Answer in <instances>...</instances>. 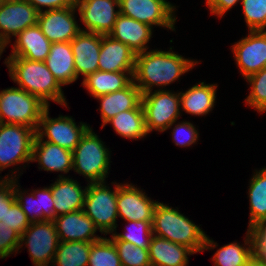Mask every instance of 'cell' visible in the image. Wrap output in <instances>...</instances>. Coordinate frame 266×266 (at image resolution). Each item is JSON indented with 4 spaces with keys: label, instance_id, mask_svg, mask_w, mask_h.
<instances>
[{
    "label": "cell",
    "instance_id": "1",
    "mask_svg": "<svg viewBox=\"0 0 266 266\" xmlns=\"http://www.w3.org/2000/svg\"><path fill=\"white\" fill-rule=\"evenodd\" d=\"M197 64V60L183 57L174 52L172 47L169 51L146 50L136 54L133 82L142 94L152 92L156 86L160 87L158 90H167L165 86L179 80L180 76Z\"/></svg>",
    "mask_w": 266,
    "mask_h": 266
},
{
    "label": "cell",
    "instance_id": "2",
    "mask_svg": "<svg viewBox=\"0 0 266 266\" xmlns=\"http://www.w3.org/2000/svg\"><path fill=\"white\" fill-rule=\"evenodd\" d=\"M153 235L173 243L186 246L194 253L212 250L218 246L205 232L187 216L163 202H158L152 221Z\"/></svg>",
    "mask_w": 266,
    "mask_h": 266
},
{
    "label": "cell",
    "instance_id": "3",
    "mask_svg": "<svg viewBox=\"0 0 266 266\" xmlns=\"http://www.w3.org/2000/svg\"><path fill=\"white\" fill-rule=\"evenodd\" d=\"M9 76L18 88L38 97L47 106L50 101L68 107L62 86L54 78L44 61H32L22 57L5 58Z\"/></svg>",
    "mask_w": 266,
    "mask_h": 266
},
{
    "label": "cell",
    "instance_id": "4",
    "mask_svg": "<svg viewBox=\"0 0 266 266\" xmlns=\"http://www.w3.org/2000/svg\"><path fill=\"white\" fill-rule=\"evenodd\" d=\"M92 128H89L72 151V169L88 183L106 182L111 152ZM109 171V172H108Z\"/></svg>",
    "mask_w": 266,
    "mask_h": 266
},
{
    "label": "cell",
    "instance_id": "5",
    "mask_svg": "<svg viewBox=\"0 0 266 266\" xmlns=\"http://www.w3.org/2000/svg\"><path fill=\"white\" fill-rule=\"evenodd\" d=\"M47 107L38 97L21 88L11 87L0 91L1 123L25 125L37 130Z\"/></svg>",
    "mask_w": 266,
    "mask_h": 266
},
{
    "label": "cell",
    "instance_id": "6",
    "mask_svg": "<svg viewBox=\"0 0 266 266\" xmlns=\"http://www.w3.org/2000/svg\"><path fill=\"white\" fill-rule=\"evenodd\" d=\"M110 188L106 182L88 183L84 201V212L90 217L101 234L107 235L116 231L117 225V194L119 183Z\"/></svg>",
    "mask_w": 266,
    "mask_h": 266
},
{
    "label": "cell",
    "instance_id": "7",
    "mask_svg": "<svg viewBox=\"0 0 266 266\" xmlns=\"http://www.w3.org/2000/svg\"><path fill=\"white\" fill-rule=\"evenodd\" d=\"M36 130L19 124H0V173L32 161Z\"/></svg>",
    "mask_w": 266,
    "mask_h": 266
},
{
    "label": "cell",
    "instance_id": "8",
    "mask_svg": "<svg viewBox=\"0 0 266 266\" xmlns=\"http://www.w3.org/2000/svg\"><path fill=\"white\" fill-rule=\"evenodd\" d=\"M141 104L148 134L153 130L163 133L182 116L179 92L154 90L143 93Z\"/></svg>",
    "mask_w": 266,
    "mask_h": 266
},
{
    "label": "cell",
    "instance_id": "9",
    "mask_svg": "<svg viewBox=\"0 0 266 266\" xmlns=\"http://www.w3.org/2000/svg\"><path fill=\"white\" fill-rule=\"evenodd\" d=\"M28 248L34 266H50L60 243L53 221L31 222L20 236L19 250ZM50 263V265H49Z\"/></svg>",
    "mask_w": 266,
    "mask_h": 266
},
{
    "label": "cell",
    "instance_id": "10",
    "mask_svg": "<svg viewBox=\"0 0 266 266\" xmlns=\"http://www.w3.org/2000/svg\"><path fill=\"white\" fill-rule=\"evenodd\" d=\"M120 14L149 26L175 31L176 6L167 0H119Z\"/></svg>",
    "mask_w": 266,
    "mask_h": 266
},
{
    "label": "cell",
    "instance_id": "11",
    "mask_svg": "<svg viewBox=\"0 0 266 266\" xmlns=\"http://www.w3.org/2000/svg\"><path fill=\"white\" fill-rule=\"evenodd\" d=\"M89 128L90 125L84 122L77 125L71 116L49 117L48 106L41 116L36 135L41 140L73 151Z\"/></svg>",
    "mask_w": 266,
    "mask_h": 266
},
{
    "label": "cell",
    "instance_id": "12",
    "mask_svg": "<svg viewBox=\"0 0 266 266\" xmlns=\"http://www.w3.org/2000/svg\"><path fill=\"white\" fill-rule=\"evenodd\" d=\"M39 12L27 0H7L0 5V43L6 48L11 38L38 24Z\"/></svg>",
    "mask_w": 266,
    "mask_h": 266
},
{
    "label": "cell",
    "instance_id": "13",
    "mask_svg": "<svg viewBox=\"0 0 266 266\" xmlns=\"http://www.w3.org/2000/svg\"><path fill=\"white\" fill-rule=\"evenodd\" d=\"M76 9L84 24L80 30L100 35L110 34L120 14L119 0H77Z\"/></svg>",
    "mask_w": 266,
    "mask_h": 266
},
{
    "label": "cell",
    "instance_id": "14",
    "mask_svg": "<svg viewBox=\"0 0 266 266\" xmlns=\"http://www.w3.org/2000/svg\"><path fill=\"white\" fill-rule=\"evenodd\" d=\"M248 32L231 46L236 65L245 79L266 67V30Z\"/></svg>",
    "mask_w": 266,
    "mask_h": 266
},
{
    "label": "cell",
    "instance_id": "15",
    "mask_svg": "<svg viewBox=\"0 0 266 266\" xmlns=\"http://www.w3.org/2000/svg\"><path fill=\"white\" fill-rule=\"evenodd\" d=\"M76 6L39 12L38 25L51 43L70 42L80 32Z\"/></svg>",
    "mask_w": 266,
    "mask_h": 266
},
{
    "label": "cell",
    "instance_id": "16",
    "mask_svg": "<svg viewBox=\"0 0 266 266\" xmlns=\"http://www.w3.org/2000/svg\"><path fill=\"white\" fill-rule=\"evenodd\" d=\"M158 201L148 197L143 189L132 183L121 184L117 194L118 217L125 221H153V213Z\"/></svg>",
    "mask_w": 266,
    "mask_h": 266
},
{
    "label": "cell",
    "instance_id": "17",
    "mask_svg": "<svg viewBox=\"0 0 266 266\" xmlns=\"http://www.w3.org/2000/svg\"><path fill=\"white\" fill-rule=\"evenodd\" d=\"M53 223L61 242H96L102 238L96 235L98 230L84 210L59 215L54 218Z\"/></svg>",
    "mask_w": 266,
    "mask_h": 266
},
{
    "label": "cell",
    "instance_id": "18",
    "mask_svg": "<svg viewBox=\"0 0 266 266\" xmlns=\"http://www.w3.org/2000/svg\"><path fill=\"white\" fill-rule=\"evenodd\" d=\"M70 43L77 79L81 74L84 79L87 75L98 71L101 35L81 31Z\"/></svg>",
    "mask_w": 266,
    "mask_h": 266
},
{
    "label": "cell",
    "instance_id": "19",
    "mask_svg": "<svg viewBox=\"0 0 266 266\" xmlns=\"http://www.w3.org/2000/svg\"><path fill=\"white\" fill-rule=\"evenodd\" d=\"M136 53L126 44L109 35H101L98 70L134 72Z\"/></svg>",
    "mask_w": 266,
    "mask_h": 266
},
{
    "label": "cell",
    "instance_id": "20",
    "mask_svg": "<svg viewBox=\"0 0 266 266\" xmlns=\"http://www.w3.org/2000/svg\"><path fill=\"white\" fill-rule=\"evenodd\" d=\"M49 188L53 196L55 217L83 210L88 184L83 188L77 180L59 174L58 179Z\"/></svg>",
    "mask_w": 266,
    "mask_h": 266
},
{
    "label": "cell",
    "instance_id": "21",
    "mask_svg": "<svg viewBox=\"0 0 266 266\" xmlns=\"http://www.w3.org/2000/svg\"><path fill=\"white\" fill-rule=\"evenodd\" d=\"M153 29L148 24L119 14L109 36L128 45L138 54L149 49L147 43L152 38Z\"/></svg>",
    "mask_w": 266,
    "mask_h": 266
},
{
    "label": "cell",
    "instance_id": "22",
    "mask_svg": "<svg viewBox=\"0 0 266 266\" xmlns=\"http://www.w3.org/2000/svg\"><path fill=\"white\" fill-rule=\"evenodd\" d=\"M38 162L39 170L69 173L72 169V151L35 136L32 161Z\"/></svg>",
    "mask_w": 266,
    "mask_h": 266
},
{
    "label": "cell",
    "instance_id": "23",
    "mask_svg": "<svg viewBox=\"0 0 266 266\" xmlns=\"http://www.w3.org/2000/svg\"><path fill=\"white\" fill-rule=\"evenodd\" d=\"M51 44L38 24L30 26L15 37L12 53L8 57L45 61L50 52Z\"/></svg>",
    "mask_w": 266,
    "mask_h": 266
},
{
    "label": "cell",
    "instance_id": "24",
    "mask_svg": "<svg viewBox=\"0 0 266 266\" xmlns=\"http://www.w3.org/2000/svg\"><path fill=\"white\" fill-rule=\"evenodd\" d=\"M142 93L132 81L126 88L99 96L95 99L100 102L102 128L107 125L118 113L135 109L141 103Z\"/></svg>",
    "mask_w": 266,
    "mask_h": 266
},
{
    "label": "cell",
    "instance_id": "25",
    "mask_svg": "<svg viewBox=\"0 0 266 266\" xmlns=\"http://www.w3.org/2000/svg\"><path fill=\"white\" fill-rule=\"evenodd\" d=\"M151 266H188V256L195 254L186 246L152 236L148 247Z\"/></svg>",
    "mask_w": 266,
    "mask_h": 266
},
{
    "label": "cell",
    "instance_id": "26",
    "mask_svg": "<svg viewBox=\"0 0 266 266\" xmlns=\"http://www.w3.org/2000/svg\"><path fill=\"white\" fill-rule=\"evenodd\" d=\"M44 62L61 86L72 84L77 80L70 42L52 43Z\"/></svg>",
    "mask_w": 266,
    "mask_h": 266
},
{
    "label": "cell",
    "instance_id": "27",
    "mask_svg": "<svg viewBox=\"0 0 266 266\" xmlns=\"http://www.w3.org/2000/svg\"><path fill=\"white\" fill-rule=\"evenodd\" d=\"M217 87V84L200 81L185 92L179 91L181 112L199 117L209 114L216 103Z\"/></svg>",
    "mask_w": 266,
    "mask_h": 266
},
{
    "label": "cell",
    "instance_id": "28",
    "mask_svg": "<svg viewBox=\"0 0 266 266\" xmlns=\"http://www.w3.org/2000/svg\"><path fill=\"white\" fill-rule=\"evenodd\" d=\"M133 73L98 70L87 75L82 85L92 97L97 98L126 88L133 81Z\"/></svg>",
    "mask_w": 266,
    "mask_h": 266
},
{
    "label": "cell",
    "instance_id": "29",
    "mask_svg": "<svg viewBox=\"0 0 266 266\" xmlns=\"http://www.w3.org/2000/svg\"><path fill=\"white\" fill-rule=\"evenodd\" d=\"M249 182L250 219L248 230H252L266 225V167L255 170Z\"/></svg>",
    "mask_w": 266,
    "mask_h": 266
},
{
    "label": "cell",
    "instance_id": "30",
    "mask_svg": "<svg viewBox=\"0 0 266 266\" xmlns=\"http://www.w3.org/2000/svg\"><path fill=\"white\" fill-rule=\"evenodd\" d=\"M244 244L231 242L214 253L212 261L214 266H245L254 256V237L251 230L247 229Z\"/></svg>",
    "mask_w": 266,
    "mask_h": 266
},
{
    "label": "cell",
    "instance_id": "31",
    "mask_svg": "<svg viewBox=\"0 0 266 266\" xmlns=\"http://www.w3.org/2000/svg\"><path fill=\"white\" fill-rule=\"evenodd\" d=\"M108 123L112 125L118 135L129 140H140L148 134L141 103L135 109L118 113Z\"/></svg>",
    "mask_w": 266,
    "mask_h": 266
},
{
    "label": "cell",
    "instance_id": "32",
    "mask_svg": "<svg viewBox=\"0 0 266 266\" xmlns=\"http://www.w3.org/2000/svg\"><path fill=\"white\" fill-rule=\"evenodd\" d=\"M92 243L85 241H60L52 266H88Z\"/></svg>",
    "mask_w": 266,
    "mask_h": 266
},
{
    "label": "cell",
    "instance_id": "33",
    "mask_svg": "<svg viewBox=\"0 0 266 266\" xmlns=\"http://www.w3.org/2000/svg\"><path fill=\"white\" fill-rule=\"evenodd\" d=\"M124 233L114 231L111 234L112 241L130 242L140 248H148L153 236L152 221H128Z\"/></svg>",
    "mask_w": 266,
    "mask_h": 266
},
{
    "label": "cell",
    "instance_id": "34",
    "mask_svg": "<svg viewBox=\"0 0 266 266\" xmlns=\"http://www.w3.org/2000/svg\"><path fill=\"white\" fill-rule=\"evenodd\" d=\"M88 266H122L117 249L110 237L103 236L92 243Z\"/></svg>",
    "mask_w": 266,
    "mask_h": 266
},
{
    "label": "cell",
    "instance_id": "35",
    "mask_svg": "<svg viewBox=\"0 0 266 266\" xmlns=\"http://www.w3.org/2000/svg\"><path fill=\"white\" fill-rule=\"evenodd\" d=\"M244 80L250 86V93L246 96L245 104L259 113L266 112V67L249 75Z\"/></svg>",
    "mask_w": 266,
    "mask_h": 266
},
{
    "label": "cell",
    "instance_id": "36",
    "mask_svg": "<svg viewBox=\"0 0 266 266\" xmlns=\"http://www.w3.org/2000/svg\"><path fill=\"white\" fill-rule=\"evenodd\" d=\"M18 184L20 183H18L17 178H14V193L20 208L27 215L30 222L43 221V212L40 210L39 204V189H33L30 193H27V191H22Z\"/></svg>",
    "mask_w": 266,
    "mask_h": 266
},
{
    "label": "cell",
    "instance_id": "37",
    "mask_svg": "<svg viewBox=\"0 0 266 266\" xmlns=\"http://www.w3.org/2000/svg\"><path fill=\"white\" fill-rule=\"evenodd\" d=\"M122 266H151L148 248L124 241H113Z\"/></svg>",
    "mask_w": 266,
    "mask_h": 266
},
{
    "label": "cell",
    "instance_id": "38",
    "mask_svg": "<svg viewBox=\"0 0 266 266\" xmlns=\"http://www.w3.org/2000/svg\"><path fill=\"white\" fill-rule=\"evenodd\" d=\"M249 31L266 30V0H241Z\"/></svg>",
    "mask_w": 266,
    "mask_h": 266
},
{
    "label": "cell",
    "instance_id": "39",
    "mask_svg": "<svg viewBox=\"0 0 266 266\" xmlns=\"http://www.w3.org/2000/svg\"><path fill=\"white\" fill-rule=\"evenodd\" d=\"M175 124V125H174ZM174 126V128H172ZM169 128H172V139L176 146L190 147L192 144H196L199 140V132L196 130L195 125L189 121H181L172 123Z\"/></svg>",
    "mask_w": 266,
    "mask_h": 266
},
{
    "label": "cell",
    "instance_id": "40",
    "mask_svg": "<svg viewBox=\"0 0 266 266\" xmlns=\"http://www.w3.org/2000/svg\"><path fill=\"white\" fill-rule=\"evenodd\" d=\"M16 169L18 170V168H14L15 171L9 170L12 173L10 176L7 174L3 178H0V221H4L7 210L16 201L14 178L19 179L16 175Z\"/></svg>",
    "mask_w": 266,
    "mask_h": 266
},
{
    "label": "cell",
    "instance_id": "41",
    "mask_svg": "<svg viewBox=\"0 0 266 266\" xmlns=\"http://www.w3.org/2000/svg\"><path fill=\"white\" fill-rule=\"evenodd\" d=\"M19 243L20 235L0 221V258L4 259L14 252L18 253Z\"/></svg>",
    "mask_w": 266,
    "mask_h": 266
},
{
    "label": "cell",
    "instance_id": "42",
    "mask_svg": "<svg viewBox=\"0 0 266 266\" xmlns=\"http://www.w3.org/2000/svg\"><path fill=\"white\" fill-rule=\"evenodd\" d=\"M6 226L14 229L20 236L30 226L31 222L27 218V215L20 208L17 201H15L5 215L4 221Z\"/></svg>",
    "mask_w": 266,
    "mask_h": 266
},
{
    "label": "cell",
    "instance_id": "43",
    "mask_svg": "<svg viewBox=\"0 0 266 266\" xmlns=\"http://www.w3.org/2000/svg\"><path fill=\"white\" fill-rule=\"evenodd\" d=\"M53 196L51 189L44 187L43 189L39 188V204L40 210L43 212V221H53L55 218V211L53 205Z\"/></svg>",
    "mask_w": 266,
    "mask_h": 266
},
{
    "label": "cell",
    "instance_id": "44",
    "mask_svg": "<svg viewBox=\"0 0 266 266\" xmlns=\"http://www.w3.org/2000/svg\"><path fill=\"white\" fill-rule=\"evenodd\" d=\"M251 231L254 237L255 255L266 263V225L258 226Z\"/></svg>",
    "mask_w": 266,
    "mask_h": 266
},
{
    "label": "cell",
    "instance_id": "45",
    "mask_svg": "<svg viewBox=\"0 0 266 266\" xmlns=\"http://www.w3.org/2000/svg\"><path fill=\"white\" fill-rule=\"evenodd\" d=\"M38 12L76 6L77 0H27ZM43 7L46 9L43 10Z\"/></svg>",
    "mask_w": 266,
    "mask_h": 266
},
{
    "label": "cell",
    "instance_id": "46",
    "mask_svg": "<svg viewBox=\"0 0 266 266\" xmlns=\"http://www.w3.org/2000/svg\"><path fill=\"white\" fill-rule=\"evenodd\" d=\"M238 2L241 0H206V6L212 15L222 18Z\"/></svg>",
    "mask_w": 266,
    "mask_h": 266
},
{
    "label": "cell",
    "instance_id": "47",
    "mask_svg": "<svg viewBox=\"0 0 266 266\" xmlns=\"http://www.w3.org/2000/svg\"><path fill=\"white\" fill-rule=\"evenodd\" d=\"M245 266H266V263L254 254Z\"/></svg>",
    "mask_w": 266,
    "mask_h": 266
},
{
    "label": "cell",
    "instance_id": "48",
    "mask_svg": "<svg viewBox=\"0 0 266 266\" xmlns=\"http://www.w3.org/2000/svg\"><path fill=\"white\" fill-rule=\"evenodd\" d=\"M4 51H5V47L0 43V59Z\"/></svg>",
    "mask_w": 266,
    "mask_h": 266
}]
</instances>
